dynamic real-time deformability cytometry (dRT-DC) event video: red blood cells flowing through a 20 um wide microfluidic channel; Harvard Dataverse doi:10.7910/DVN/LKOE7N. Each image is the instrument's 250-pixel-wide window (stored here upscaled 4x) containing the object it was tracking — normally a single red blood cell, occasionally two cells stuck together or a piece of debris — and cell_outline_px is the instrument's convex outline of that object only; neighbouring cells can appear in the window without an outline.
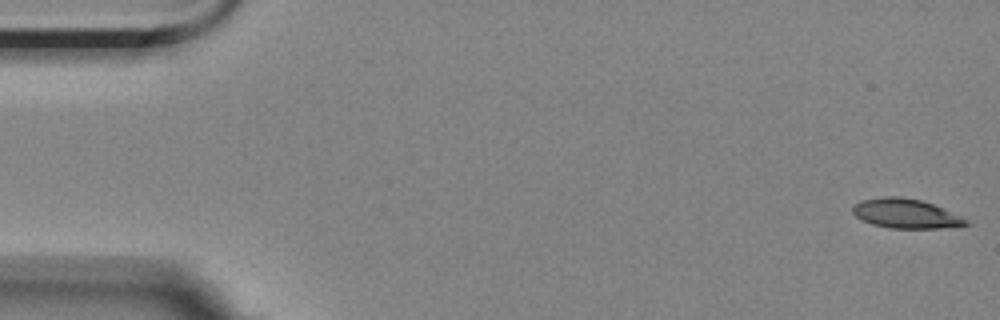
{"species": "Egyptian fruit bat (a non-hibernating species)", "species_latin": "Rousettus aegyptiacus", "temperature_condition": "room temperature", "stored_images_in_passage": 56, "camera_frame_rate_fps": 3000, "um_per_image_px": 0.085, "animal": {"sex": "female"}, "frame": {"image": 1, "passage_image": 1, "time_ms": 0.0, "image_size_px": [1000, 320], "cell_outline_px": [[972, 224], [940, 228], [888, 228], [872, 224], [856, 216], [852, 212], [852, 208], [860, 200], [884, 196], [900, 196], [920, 200], [932, 204], [968, 220]], "centroid_in_image_um": [76.96, 18.15], "position_along_channel_um": 8.0, "area_um2": 19.19}}
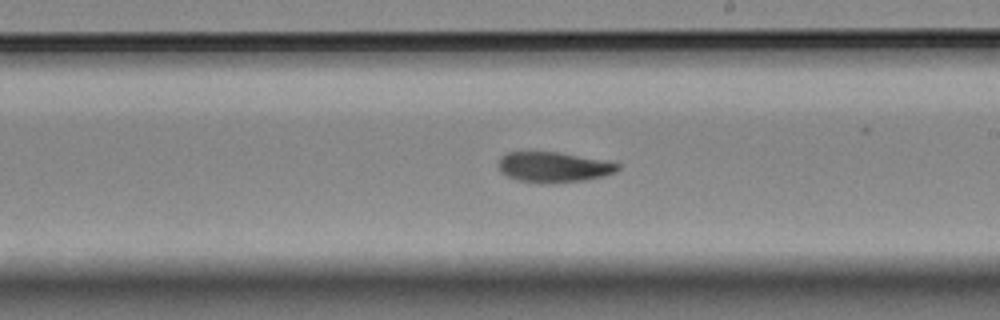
{"frame": {"image": 2, "passage_image": 32, "time_ms": 10.333, "image_size_px": [1000, 320], "cell_outline_px": [[620, 168], [604, 176], [584, 180], [552, 184], [540, 184], [520, 180], [508, 176], [500, 172], [500, 156], [508, 152], [560, 152], [620, 164]], "centroid_in_image_um": [47.03, 14.22], "position_along_channel_um": 242.0, "area_um2": 20.92}}
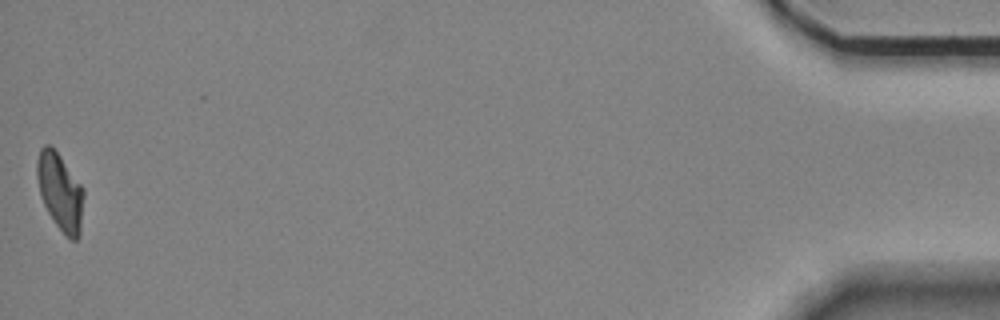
{"frame": {"image": 3, "passage_image": 56, "time_ms": 18.333, "image_size_px": [1000, 320], "cell_outline_px": [[84, 196], [80, 236], [76, 240], [72, 240], [64, 236], [48, 212], [40, 196], [36, 176], [36, 160], [40, 148], [44, 144], [52, 144], [84, 188]], "centroid_in_image_um": [5.11, 16.27], "position_along_channel_um": 430.1, "area_um2": 21.5}, "authors_computed_cell_mechanics": {"area_um2": 21.2126, "velocity_mm_per_s": 3.5377, "shape_relaxation_time_tau1_ms": 8.4401, "shape_relaxation_time_tau2_ms": 5.2382, "deformation_change_tau1": 0.2119, "deformation_change_tau2": 0.1132}}